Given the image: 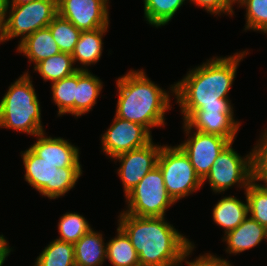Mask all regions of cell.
<instances>
[{
    "label": "cell",
    "mask_w": 267,
    "mask_h": 266,
    "mask_svg": "<svg viewBox=\"0 0 267 266\" xmlns=\"http://www.w3.org/2000/svg\"><path fill=\"white\" fill-rule=\"evenodd\" d=\"M106 249L102 234L91 229L74 244L75 266H101Z\"/></svg>",
    "instance_id": "18"
},
{
    "label": "cell",
    "mask_w": 267,
    "mask_h": 266,
    "mask_svg": "<svg viewBox=\"0 0 267 266\" xmlns=\"http://www.w3.org/2000/svg\"><path fill=\"white\" fill-rule=\"evenodd\" d=\"M37 141L30 149L44 161L55 164L61 169L64 167H81L79 149L63 138H52L45 133L37 135Z\"/></svg>",
    "instance_id": "15"
},
{
    "label": "cell",
    "mask_w": 267,
    "mask_h": 266,
    "mask_svg": "<svg viewBox=\"0 0 267 266\" xmlns=\"http://www.w3.org/2000/svg\"><path fill=\"white\" fill-rule=\"evenodd\" d=\"M151 133L141 124L114 116L110 128L101 136L103 152L110 158L146 146Z\"/></svg>",
    "instance_id": "10"
},
{
    "label": "cell",
    "mask_w": 267,
    "mask_h": 266,
    "mask_svg": "<svg viewBox=\"0 0 267 266\" xmlns=\"http://www.w3.org/2000/svg\"><path fill=\"white\" fill-rule=\"evenodd\" d=\"M53 100L58 107V115H74L76 100L77 71L69 77L51 83Z\"/></svg>",
    "instance_id": "26"
},
{
    "label": "cell",
    "mask_w": 267,
    "mask_h": 266,
    "mask_svg": "<svg viewBox=\"0 0 267 266\" xmlns=\"http://www.w3.org/2000/svg\"><path fill=\"white\" fill-rule=\"evenodd\" d=\"M164 218L120 213L118 225L135 248L140 266H179L192 252V242Z\"/></svg>",
    "instance_id": "2"
},
{
    "label": "cell",
    "mask_w": 267,
    "mask_h": 266,
    "mask_svg": "<svg viewBox=\"0 0 267 266\" xmlns=\"http://www.w3.org/2000/svg\"><path fill=\"white\" fill-rule=\"evenodd\" d=\"M11 252L10 246H8L7 240L3 235H0V261L4 262Z\"/></svg>",
    "instance_id": "34"
},
{
    "label": "cell",
    "mask_w": 267,
    "mask_h": 266,
    "mask_svg": "<svg viewBox=\"0 0 267 266\" xmlns=\"http://www.w3.org/2000/svg\"><path fill=\"white\" fill-rule=\"evenodd\" d=\"M117 232V236L105 243L107 245L106 259L113 266H140L138 254L129 237L119 226Z\"/></svg>",
    "instance_id": "22"
},
{
    "label": "cell",
    "mask_w": 267,
    "mask_h": 266,
    "mask_svg": "<svg viewBox=\"0 0 267 266\" xmlns=\"http://www.w3.org/2000/svg\"><path fill=\"white\" fill-rule=\"evenodd\" d=\"M73 58L71 54L60 52L39 62L34 71L39 72L44 81L53 82L69 77L78 70L84 68L73 67Z\"/></svg>",
    "instance_id": "23"
},
{
    "label": "cell",
    "mask_w": 267,
    "mask_h": 266,
    "mask_svg": "<svg viewBox=\"0 0 267 266\" xmlns=\"http://www.w3.org/2000/svg\"><path fill=\"white\" fill-rule=\"evenodd\" d=\"M188 266H232L227 259H221L217 256L206 253L199 256L192 262L185 261Z\"/></svg>",
    "instance_id": "33"
},
{
    "label": "cell",
    "mask_w": 267,
    "mask_h": 266,
    "mask_svg": "<svg viewBox=\"0 0 267 266\" xmlns=\"http://www.w3.org/2000/svg\"><path fill=\"white\" fill-rule=\"evenodd\" d=\"M252 149V180L263 181L267 188V130Z\"/></svg>",
    "instance_id": "31"
},
{
    "label": "cell",
    "mask_w": 267,
    "mask_h": 266,
    "mask_svg": "<svg viewBox=\"0 0 267 266\" xmlns=\"http://www.w3.org/2000/svg\"><path fill=\"white\" fill-rule=\"evenodd\" d=\"M186 0H144V17L150 25H166Z\"/></svg>",
    "instance_id": "25"
},
{
    "label": "cell",
    "mask_w": 267,
    "mask_h": 266,
    "mask_svg": "<svg viewBox=\"0 0 267 266\" xmlns=\"http://www.w3.org/2000/svg\"><path fill=\"white\" fill-rule=\"evenodd\" d=\"M109 0H57L58 14L80 31L109 27Z\"/></svg>",
    "instance_id": "11"
},
{
    "label": "cell",
    "mask_w": 267,
    "mask_h": 266,
    "mask_svg": "<svg viewBox=\"0 0 267 266\" xmlns=\"http://www.w3.org/2000/svg\"><path fill=\"white\" fill-rule=\"evenodd\" d=\"M230 143L222 136L196 131L178 146L189 157L197 175L203 180L217 157Z\"/></svg>",
    "instance_id": "12"
},
{
    "label": "cell",
    "mask_w": 267,
    "mask_h": 266,
    "mask_svg": "<svg viewBox=\"0 0 267 266\" xmlns=\"http://www.w3.org/2000/svg\"><path fill=\"white\" fill-rule=\"evenodd\" d=\"M263 239H266V227L247 216L237 228L224 236L223 241L228 245L226 252L236 255L257 246Z\"/></svg>",
    "instance_id": "16"
},
{
    "label": "cell",
    "mask_w": 267,
    "mask_h": 266,
    "mask_svg": "<svg viewBox=\"0 0 267 266\" xmlns=\"http://www.w3.org/2000/svg\"><path fill=\"white\" fill-rule=\"evenodd\" d=\"M108 27L98 28L92 31H81L78 42L71 54L73 62L79 61L86 67L99 61L102 55V37L107 32Z\"/></svg>",
    "instance_id": "21"
},
{
    "label": "cell",
    "mask_w": 267,
    "mask_h": 266,
    "mask_svg": "<svg viewBox=\"0 0 267 266\" xmlns=\"http://www.w3.org/2000/svg\"><path fill=\"white\" fill-rule=\"evenodd\" d=\"M5 18L6 17H0V42L7 41V39H6Z\"/></svg>",
    "instance_id": "35"
},
{
    "label": "cell",
    "mask_w": 267,
    "mask_h": 266,
    "mask_svg": "<svg viewBox=\"0 0 267 266\" xmlns=\"http://www.w3.org/2000/svg\"><path fill=\"white\" fill-rule=\"evenodd\" d=\"M103 85L99 77L94 76L87 68L77 71L76 100L74 116L80 117L92 110L96 104Z\"/></svg>",
    "instance_id": "19"
},
{
    "label": "cell",
    "mask_w": 267,
    "mask_h": 266,
    "mask_svg": "<svg viewBox=\"0 0 267 266\" xmlns=\"http://www.w3.org/2000/svg\"><path fill=\"white\" fill-rule=\"evenodd\" d=\"M233 112H194L183 125L186 136L194 130L215 134L234 142L240 122L235 121Z\"/></svg>",
    "instance_id": "14"
},
{
    "label": "cell",
    "mask_w": 267,
    "mask_h": 266,
    "mask_svg": "<svg viewBox=\"0 0 267 266\" xmlns=\"http://www.w3.org/2000/svg\"><path fill=\"white\" fill-rule=\"evenodd\" d=\"M125 197L128 210L123 212L138 217H164L167 208L175 203L167 192L158 166L149 171Z\"/></svg>",
    "instance_id": "7"
},
{
    "label": "cell",
    "mask_w": 267,
    "mask_h": 266,
    "mask_svg": "<svg viewBox=\"0 0 267 266\" xmlns=\"http://www.w3.org/2000/svg\"><path fill=\"white\" fill-rule=\"evenodd\" d=\"M162 146L152 141L146 146L117 155L113 160L121 162L118 174L123 184L125 196L130 193L144 176L157 166Z\"/></svg>",
    "instance_id": "13"
},
{
    "label": "cell",
    "mask_w": 267,
    "mask_h": 266,
    "mask_svg": "<svg viewBox=\"0 0 267 266\" xmlns=\"http://www.w3.org/2000/svg\"><path fill=\"white\" fill-rule=\"evenodd\" d=\"M246 8L245 30L261 31L267 34V0H236Z\"/></svg>",
    "instance_id": "30"
},
{
    "label": "cell",
    "mask_w": 267,
    "mask_h": 266,
    "mask_svg": "<svg viewBox=\"0 0 267 266\" xmlns=\"http://www.w3.org/2000/svg\"><path fill=\"white\" fill-rule=\"evenodd\" d=\"M157 166L162 172L167 192L175 202L197 191L203 185L189 157L179 146H162Z\"/></svg>",
    "instance_id": "6"
},
{
    "label": "cell",
    "mask_w": 267,
    "mask_h": 266,
    "mask_svg": "<svg viewBox=\"0 0 267 266\" xmlns=\"http://www.w3.org/2000/svg\"><path fill=\"white\" fill-rule=\"evenodd\" d=\"M246 54L248 52L243 51L224 58L213 57L170 87L184 115V122L194 112H233L228 92L239 62Z\"/></svg>",
    "instance_id": "1"
},
{
    "label": "cell",
    "mask_w": 267,
    "mask_h": 266,
    "mask_svg": "<svg viewBox=\"0 0 267 266\" xmlns=\"http://www.w3.org/2000/svg\"><path fill=\"white\" fill-rule=\"evenodd\" d=\"M17 50L29 58V63H35L34 67L42 60L61 52L48 27L38 29L20 40Z\"/></svg>",
    "instance_id": "17"
},
{
    "label": "cell",
    "mask_w": 267,
    "mask_h": 266,
    "mask_svg": "<svg viewBox=\"0 0 267 266\" xmlns=\"http://www.w3.org/2000/svg\"><path fill=\"white\" fill-rule=\"evenodd\" d=\"M244 190L249 216L267 227V188L252 180Z\"/></svg>",
    "instance_id": "28"
},
{
    "label": "cell",
    "mask_w": 267,
    "mask_h": 266,
    "mask_svg": "<svg viewBox=\"0 0 267 266\" xmlns=\"http://www.w3.org/2000/svg\"><path fill=\"white\" fill-rule=\"evenodd\" d=\"M91 229L88 221L82 215L67 212L59 220L58 232L60 237L57 239L75 244Z\"/></svg>",
    "instance_id": "29"
},
{
    "label": "cell",
    "mask_w": 267,
    "mask_h": 266,
    "mask_svg": "<svg viewBox=\"0 0 267 266\" xmlns=\"http://www.w3.org/2000/svg\"><path fill=\"white\" fill-rule=\"evenodd\" d=\"M47 27L50 29L59 50L63 53L72 54L81 31L59 14L53 18Z\"/></svg>",
    "instance_id": "27"
},
{
    "label": "cell",
    "mask_w": 267,
    "mask_h": 266,
    "mask_svg": "<svg viewBox=\"0 0 267 266\" xmlns=\"http://www.w3.org/2000/svg\"><path fill=\"white\" fill-rule=\"evenodd\" d=\"M0 127L30 136L44 132L40 103L28 71L9 86L0 101Z\"/></svg>",
    "instance_id": "4"
},
{
    "label": "cell",
    "mask_w": 267,
    "mask_h": 266,
    "mask_svg": "<svg viewBox=\"0 0 267 266\" xmlns=\"http://www.w3.org/2000/svg\"><path fill=\"white\" fill-rule=\"evenodd\" d=\"M214 222L223 227L225 235L237 228L248 214V203H243L234 196L219 200L213 208Z\"/></svg>",
    "instance_id": "20"
},
{
    "label": "cell",
    "mask_w": 267,
    "mask_h": 266,
    "mask_svg": "<svg viewBox=\"0 0 267 266\" xmlns=\"http://www.w3.org/2000/svg\"><path fill=\"white\" fill-rule=\"evenodd\" d=\"M34 266H75L74 244L55 239L44 248Z\"/></svg>",
    "instance_id": "24"
},
{
    "label": "cell",
    "mask_w": 267,
    "mask_h": 266,
    "mask_svg": "<svg viewBox=\"0 0 267 266\" xmlns=\"http://www.w3.org/2000/svg\"><path fill=\"white\" fill-rule=\"evenodd\" d=\"M231 142L217 157L208 175L202 180L208 179L213 192L223 193L231 186L238 183L240 188L248 187L252 181V153L241 157L232 148Z\"/></svg>",
    "instance_id": "8"
},
{
    "label": "cell",
    "mask_w": 267,
    "mask_h": 266,
    "mask_svg": "<svg viewBox=\"0 0 267 266\" xmlns=\"http://www.w3.org/2000/svg\"><path fill=\"white\" fill-rule=\"evenodd\" d=\"M145 72L130 70L117 82L118 101L115 116L144 126H164V114L170 109V96L147 78Z\"/></svg>",
    "instance_id": "3"
},
{
    "label": "cell",
    "mask_w": 267,
    "mask_h": 266,
    "mask_svg": "<svg viewBox=\"0 0 267 266\" xmlns=\"http://www.w3.org/2000/svg\"><path fill=\"white\" fill-rule=\"evenodd\" d=\"M32 1L36 0H11V1L7 0V6H18V5L28 4Z\"/></svg>",
    "instance_id": "36"
},
{
    "label": "cell",
    "mask_w": 267,
    "mask_h": 266,
    "mask_svg": "<svg viewBox=\"0 0 267 266\" xmlns=\"http://www.w3.org/2000/svg\"><path fill=\"white\" fill-rule=\"evenodd\" d=\"M25 167V181L43 196L62 197L72 189L82 175L81 167L57 168L44 161L30 148L21 154Z\"/></svg>",
    "instance_id": "5"
},
{
    "label": "cell",
    "mask_w": 267,
    "mask_h": 266,
    "mask_svg": "<svg viewBox=\"0 0 267 266\" xmlns=\"http://www.w3.org/2000/svg\"><path fill=\"white\" fill-rule=\"evenodd\" d=\"M197 6L204 8L207 12L211 14H221L228 13L232 15L233 12V3H236V0H190Z\"/></svg>",
    "instance_id": "32"
},
{
    "label": "cell",
    "mask_w": 267,
    "mask_h": 266,
    "mask_svg": "<svg viewBox=\"0 0 267 266\" xmlns=\"http://www.w3.org/2000/svg\"><path fill=\"white\" fill-rule=\"evenodd\" d=\"M6 7H7V0H0V17H7L8 16V14L6 12Z\"/></svg>",
    "instance_id": "37"
},
{
    "label": "cell",
    "mask_w": 267,
    "mask_h": 266,
    "mask_svg": "<svg viewBox=\"0 0 267 266\" xmlns=\"http://www.w3.org/2000/svg\"><path fill=\"white\" fill-rule=\"evenodd\" d=\"M6 39L22 36L23 40L38 29L47 27L58 14L57 0H36L28 4L7 6Z\"/></svg>",
    "instance_id": "9"
}]
</instances>
